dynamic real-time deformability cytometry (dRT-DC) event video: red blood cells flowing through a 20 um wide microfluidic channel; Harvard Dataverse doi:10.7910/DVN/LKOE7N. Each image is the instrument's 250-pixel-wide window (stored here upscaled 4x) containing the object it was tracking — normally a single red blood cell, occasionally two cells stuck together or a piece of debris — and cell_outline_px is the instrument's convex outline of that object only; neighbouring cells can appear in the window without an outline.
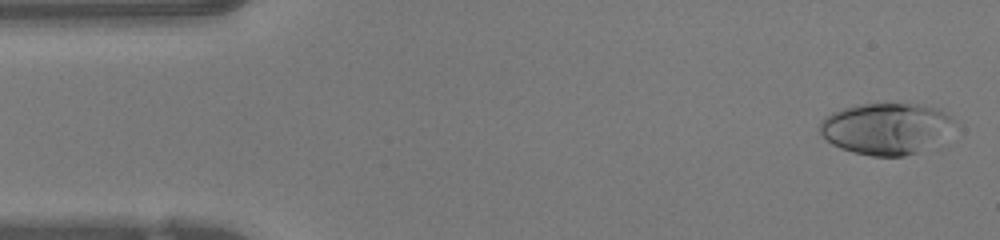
{"species": "human", "species_latin": "Homo sapiens", "temperature_condition": "warm", "stored_images_in_passage": 47, "camera_frame_rate_fps": 3000, "um_per_image_px": 0.085, "donor": {"sex": "female"}, "frame": {"image": 1, "passage_image": 2, "time_ms": 0.333, "image_size_px": [1000, 240], "cell_outline_px": [[952, 120], [920, 152], [904, 156], [872, 156], [852, 152], [840, 148], [832, 144], [820, 132], [820, 120], [824, 116], [832, 112], [856, 104], [924, 104], [940, 108], [952, 116]], "centroid_in_image_um": [75.17, 10.9], "position_along_channel_um": 9.8, "area_um2": 39.19}}
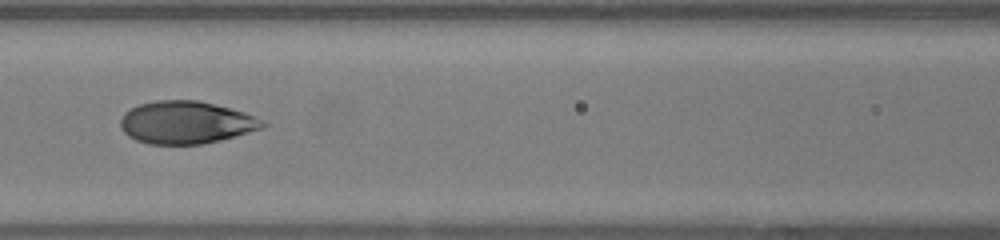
{"frame": {"image": 2, "passage_image": 20, "time_ms": 6.333, "image_size_px": [1000, 240], "cell_outline_px": [[268, 124], [264, 128], [236, 136], [220, 140], [200, 144], [148, 144], [136, 140], [128, 136], [124, 132], [120, 124], [120, 120], [124, 112], [140, 104], [156, 100], [200, 100], [244, 112]], "centroid_in_image_um": [15.8, 10.41], "position_along_channel_um": 150.8, "area_um2": 35.2}}
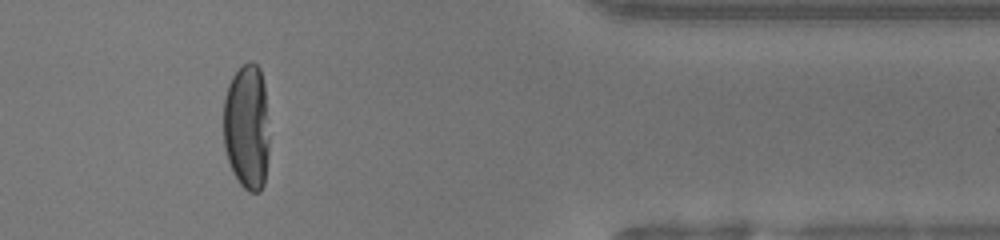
{"frame": {"image": 3, "passage_image": 39, "time_ms": 12.667, "image_size_px": [1000, 240], "cell_outline_px": [[268, 156], [264, 184], [260, 192], [248, 192], [240, 184], [232, 172], [224, 148], [224, 100], [228, 84], [232, 76], [248, 60], [252, 60], [260, 68], [264, 84], [268, 140]], "centroid_in_image_um": [20.97, 10.8], "position_along_channel_um": 390.4, "area_um2": 33.7}, "authors_computed_cell_mechanics": {"area_um2": 36.2984, "velocity_mm_per_s": 4.2614, "shape_relaxation_time_tau1_ms": 4.3277, "shape_relaxation_time_tau2_ms": null, "deformation_change_tau1": 0.2474, "deformation_change_tau2": null}}